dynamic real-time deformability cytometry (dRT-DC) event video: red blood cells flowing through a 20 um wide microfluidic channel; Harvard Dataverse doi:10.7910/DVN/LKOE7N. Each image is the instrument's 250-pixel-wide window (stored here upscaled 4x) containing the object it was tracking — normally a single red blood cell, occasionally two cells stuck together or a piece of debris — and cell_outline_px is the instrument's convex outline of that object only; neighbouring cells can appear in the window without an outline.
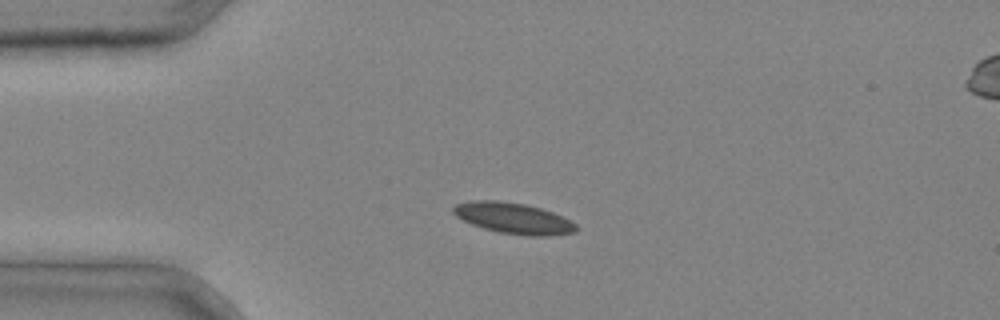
{"species": "common noctule bat (a hibernating species)", "species_latin": "Nyctalus noctula", "temperature_condition": "cold", "stored_images_in_passage": 4, "camera_frame_rate_fps": 3000, "um_per_image_px": 0.085, "animal": {"sex": "male", "body_mass_g": 20.4}, "frame": {"image": 1, "passage_image": 3, "time_ms": 0.667, "image_size_px": [1000, 320], "cell_outline_px": [[580, 228], [576, 232], [548, 236], [528, 236], [500, 232], [484, 228], [472, 224], [456, 216], [452, 212], [452, 208], [456, 204], [472, 200], [496, 200], [524, 204], [540, 208], [552, 212], [576, 224]], "centroid_in_image_um": [43.64, 18.55], "position_along_channel_um": 41.4, "area_um2": 22.02}}